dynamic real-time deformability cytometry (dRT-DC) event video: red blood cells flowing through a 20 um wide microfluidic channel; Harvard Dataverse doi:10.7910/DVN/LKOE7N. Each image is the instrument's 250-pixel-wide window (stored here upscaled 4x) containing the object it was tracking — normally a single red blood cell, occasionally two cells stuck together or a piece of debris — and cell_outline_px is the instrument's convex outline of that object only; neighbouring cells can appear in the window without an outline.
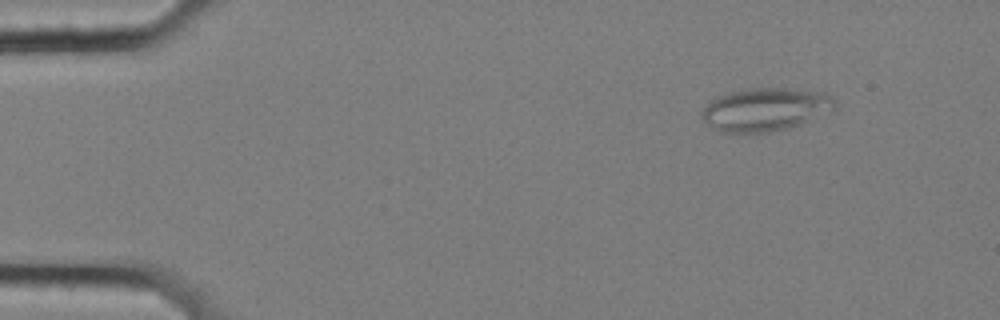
{"species": "common noctule bat (a hibernating species)", "species_latin": "Nyctalus noctula", "temperature_condition": "cold", "stored_images_in_passage": 58, "segment_of_instrument_passage": [1, 2], "camera_frame_rate_fps": 3000, "um_per_image_px": 0.085, "animal": {"sex": "female", "body_mass_g": 25.1}, "frame": {"image": 1, "passage_image": 7, "time_ms": 2.0, "image_size_px": [1000, 320], "cell_outline_px": [[836, 108], [808, 120], [788, 128], [772, 132], [724, 132], [712, 128], [700, 116], [700, 112], [716, 96], [728, 92], [748, 88], [788, 88], [824, 92], [836, 100]], "centroid_in_image_um": [65.03, 9.28], "position_along_channel_um": 20.0, "area_um2": 33.29}}